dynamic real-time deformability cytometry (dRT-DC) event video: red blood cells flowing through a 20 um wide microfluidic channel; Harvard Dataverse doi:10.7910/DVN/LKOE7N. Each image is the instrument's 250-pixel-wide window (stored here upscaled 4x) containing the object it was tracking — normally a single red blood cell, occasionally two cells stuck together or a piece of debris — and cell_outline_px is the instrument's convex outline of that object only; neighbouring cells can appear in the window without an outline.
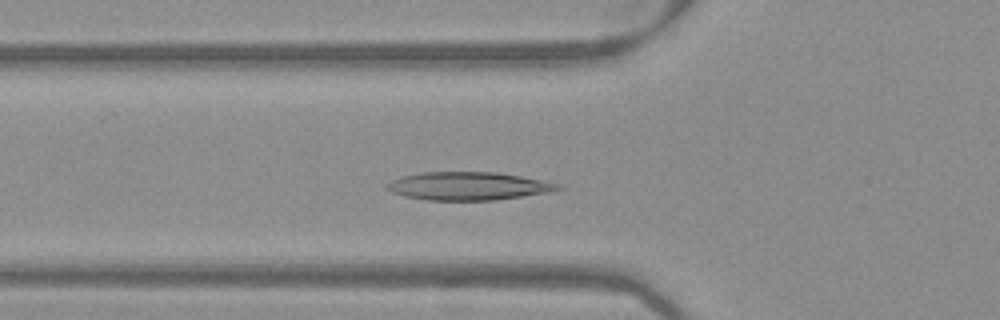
{"species": "Egyptian fruit bat (a non-hibernating species)", "species_latin": "Rousettus aegyptiacus", "temperature_condition": "warm", "stored_images_in_passage": 48, "camera_frame_rate_fps": 3000, "um_per_image_px": 0.085, "frame": {"image": 1, "passage_image": 15, "time_ms": 4.667, "image_size_px": [1000, 320], "cell_outline_px": [[564, 188], [552, 192], [496, 200], [428, 200], [404, 196], [392, 192], [388, 188], [388, 184], [392, 180], [404, 176], [420, 172], [496, 172], [520, 176], [560, 184]], "centroid_in_image_um": [39.86, 15.82], "position_along_channel_um": 85.9, "area_um2": 27.86}}
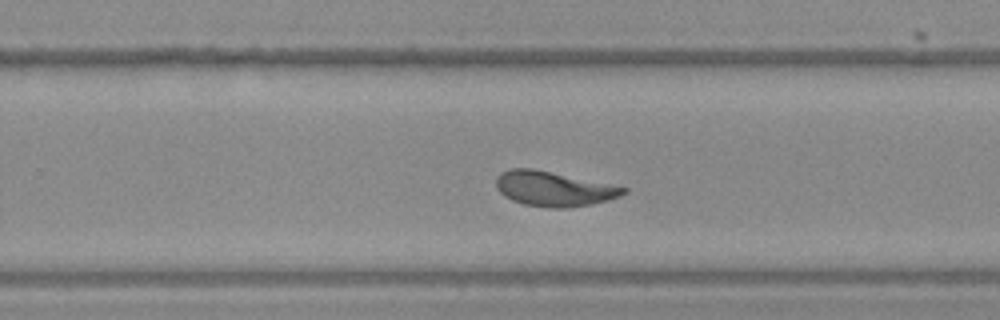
{"frame": {"image": 2, "passage_image": 30, "time_ms": 9.667, "image_size_px": [1000, 320], "cell_outline_px": [[628, 192], [620, 196], [608, 200], [592, 204], [564, 208], [552, 208], [524, 204], [512, 200], [504, 196], [496, 188], [496, 176], [500, 172], [508, 168], [532, 168], [628, 188]], "centroid_in_image_um": [47.03, 16.04], "position_along_channel_um": 282.8, "area_um2": 25.72}}
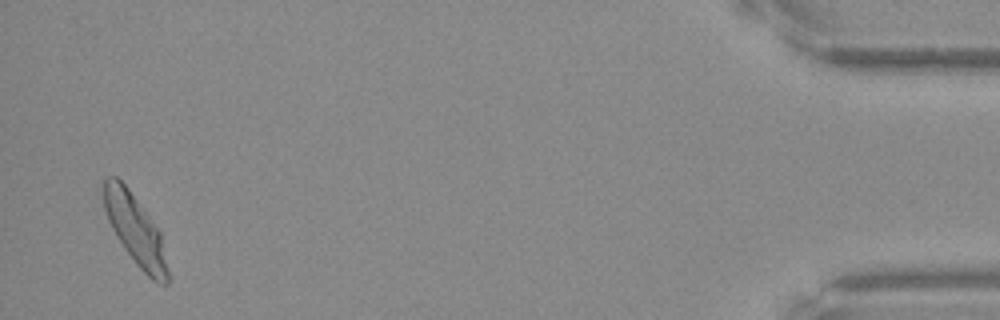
{"frame": {"image": 3, "passage_image": 47, "time_ms": 15.333, "image_size_px": [1000, 320], "cell_outline_px": [[168, 284], [160, 284], [152, 280], [136, 264], [124, 248], [116, 236], [108, 220], [104, 208], [100, 188], [104, 176], [116, 176], [128, 188], [160, 232], [168, 268]], "centroid_in_image_um": [11.44, 19.49], "position_along_channel_um": 423.8, "area_um2": 26.13}}